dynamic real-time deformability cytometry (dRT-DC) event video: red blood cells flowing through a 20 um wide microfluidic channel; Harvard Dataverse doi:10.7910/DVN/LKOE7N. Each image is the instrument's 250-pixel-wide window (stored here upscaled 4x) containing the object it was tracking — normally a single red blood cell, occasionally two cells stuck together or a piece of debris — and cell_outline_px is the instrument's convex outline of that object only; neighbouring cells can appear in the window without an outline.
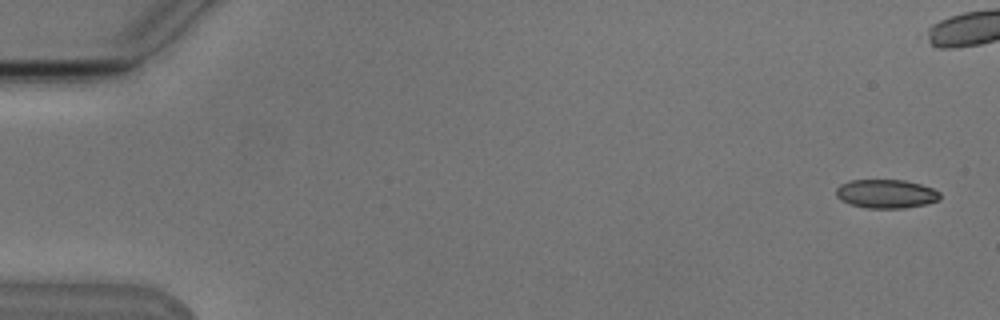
{"species": "Egyptian fruit bat (a non-hibernating species)", "species_latin": "Rousettus aegyptiacus", "temperature_condition": "cold", "stored_images_in_passage": 12, "camera_frame_rate_fps": 3000, "um_per_image_px": 0.085, "animal": {"sex": "male"}, "frame": {"image": 1, "passage_image": 1, "time_ms": 0.0, "image_size_px": [1000, 320], "cell_outline_px": [[940, 200], [924, 204], [904, 208], [868, 208], [852, 204], [840, 200], [836, 196], [836, 188], [840, 184], [852, 180], [904, 180], [920, 184], [932, 188], [940, 192]], "centroid_in_image_um": [75.31, 16.47], "position_along_channel_um": 9.7, "area_um2": 17.34}}